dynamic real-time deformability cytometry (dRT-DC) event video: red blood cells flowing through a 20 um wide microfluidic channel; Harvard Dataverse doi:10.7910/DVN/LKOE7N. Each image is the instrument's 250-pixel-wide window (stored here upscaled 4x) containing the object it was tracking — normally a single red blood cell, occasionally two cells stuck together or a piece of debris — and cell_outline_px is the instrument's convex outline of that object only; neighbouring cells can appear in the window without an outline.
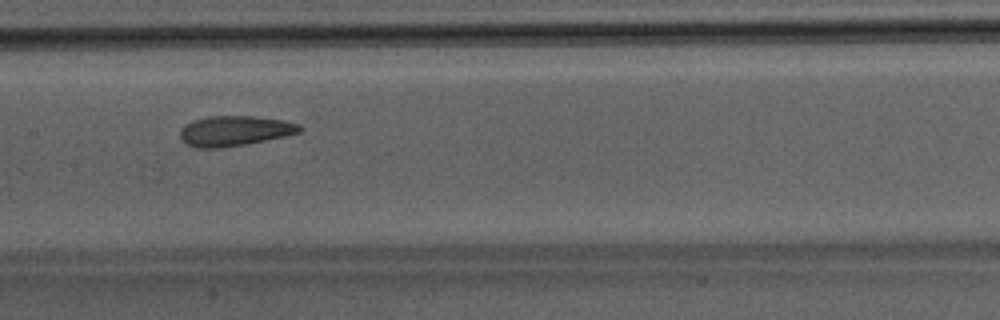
{"species": "Egyptian fruit bat (a non-hibernating species)", "species_latin": "Rousettus aegyptiacus", "temperature_condition": "room temperature", "stored_images_in_passage": 45, "camera_frame_rate_fps": 3000, "um_per_image_px": 0.085, "animal": {"sex": "male"}, "frame": {"image": 1, "passage_image": 21, "time_ms": 6.667, "image_size_px": [1000, 320], "cell_outline_px": [[304, 128], [300, 132], [284, 136], [248, 144], [220, 148], [196, 148], [188, 144], [180, 136], [180, 128], [184, 124], [208, 116], [252, 116], [284, 120], [300, 124]], "centroid_in_image_um": [19.97, 11.12], "position_along_channel_um": 187.4, "area_um2": 21.04}}
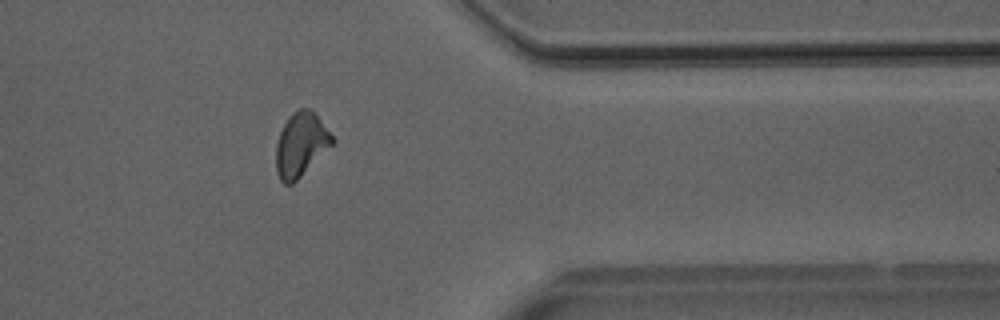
{"frame": {"image": 2, "passage_image": 36, "time_ms": 11.667, "image_size_px": [1000, 320], "cell_outline_px": [[336, 140], [292, 184], [284, 184], [280, 180], [276, 172], [276, 144], [280, 132], [284, 124], [292, 112], [300, 108], [312, 108], [316, 112]], "centroid_in_image_um": [25.57, 12.24], "position_along_channel_um": 385.8, "area_um2": 20.87}}
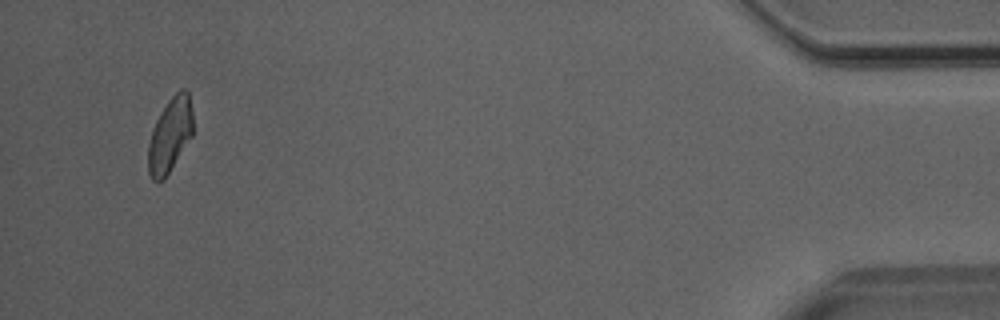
{"frame": {"image": 3, "passage_image": 43, "time_ms": 14.0, "image_size_px": [1000, 320], "cell_outline_px": [[192, 136], [164, 180], [156, 184], [152, 180], [148, 172], [148, 144], [152, 128], [160, 112], [168, 100], [180, 88], [188, 88], [192, 112]], "centroid_in_image_um": [14.44, 11.48], "position_along_channel_um": 420.8, "area_um2": 19.71}}